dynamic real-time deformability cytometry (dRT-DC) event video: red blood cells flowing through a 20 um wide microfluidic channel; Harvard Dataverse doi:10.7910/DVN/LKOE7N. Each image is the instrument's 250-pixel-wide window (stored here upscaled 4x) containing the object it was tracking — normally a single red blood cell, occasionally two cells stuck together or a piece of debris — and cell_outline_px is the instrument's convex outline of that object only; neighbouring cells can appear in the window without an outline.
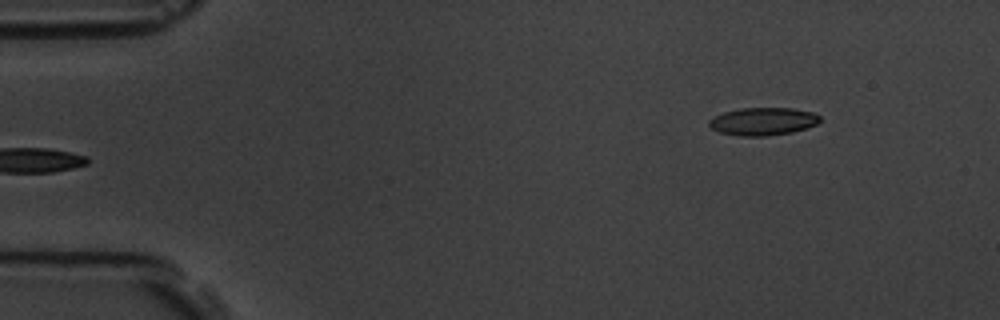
{"species": "common noctule bat (a hibernating species)", "species_latin": "Nyctalus noctula", "temperature_condition": "room temperature", "stored_images_in_passage": 6, "camera_frame_rate_fps": 3000, "um_per_image_px": 0.085, "animal": {"sex": "male", "body_mass_g": 19.5, "forearm_length_mm": 54.6}, "frame": {"image": 1, "passage_image": 6, "time_ms": 6.0, "image_size_px": [1000, 320], "cell_outline_px": [[820, 120], [816, 124], [792, 132], [764, 136], [740, 136], [720, 132], [712, 128], [708, 124], [708, 120], [724, 112], [740, 108], [792, 108], [812, 112], [820, 116]], "centroid_in_image_um": [64.84, 10.31], "position_along_channel_um": 20.2, "area_um2": 17.74}}